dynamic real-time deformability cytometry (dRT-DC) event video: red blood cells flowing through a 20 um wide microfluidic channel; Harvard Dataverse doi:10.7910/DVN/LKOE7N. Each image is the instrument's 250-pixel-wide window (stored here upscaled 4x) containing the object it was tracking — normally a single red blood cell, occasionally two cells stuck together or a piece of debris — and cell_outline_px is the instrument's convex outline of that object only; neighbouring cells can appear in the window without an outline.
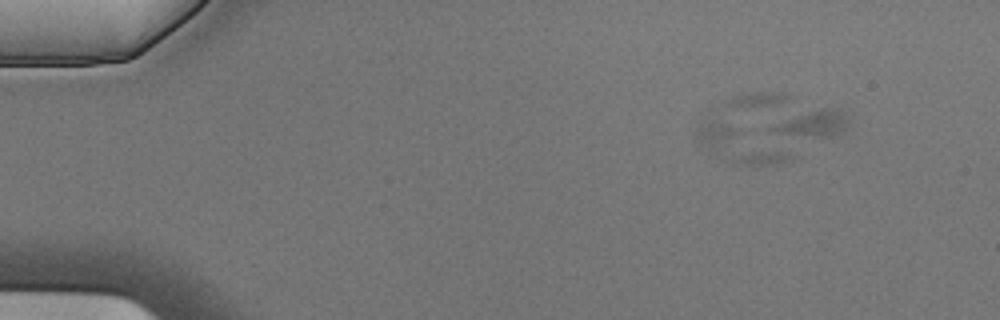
{"species": "Egyptian fruit bat (a non-hibernating species)", "species_latin": "Rousettus aegyptiacus", "temperature_condition": "cold", "stored_images_in_passage": 7, "segment_of_instrument_passage": [2, 2], "camera_frame_rate_fps": 3000, "um_per_image_px": 0.085, "animal": {"sex": "male"}, "frame": {"image": 1, "passage_image": 3, "time_ms": 0.667, "image_size_px": [1000, 320], "cell_outline_px": [[848, 124], [844, 132], [828, 136], [784, 136], [764, 128], [796, 116], [820, 108], [840, 108], [848, 116]], "centroid_in_image_um": [69.14, 10.51], "position_along_channel_um": 15.9, "area_um2": 11.79}}